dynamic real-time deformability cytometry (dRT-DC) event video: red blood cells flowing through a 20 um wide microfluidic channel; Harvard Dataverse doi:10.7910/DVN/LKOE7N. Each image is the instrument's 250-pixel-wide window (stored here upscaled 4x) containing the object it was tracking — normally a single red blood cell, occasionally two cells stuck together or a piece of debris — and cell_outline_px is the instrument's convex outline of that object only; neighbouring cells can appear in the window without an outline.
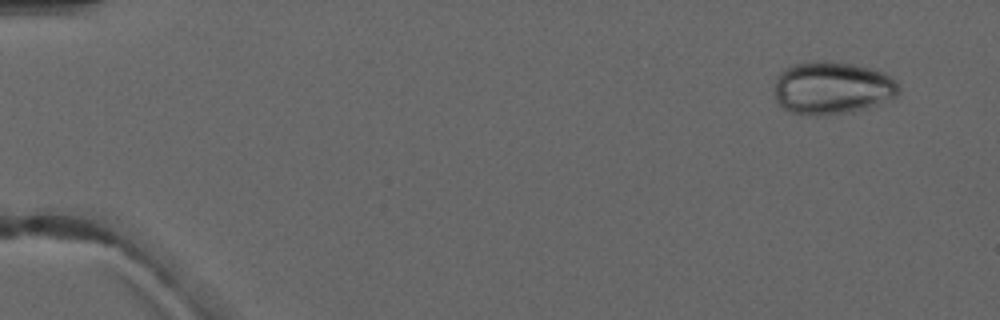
{"species": "common noctule bat (a hibernating species)", "species_latin": "Nyctalus noctula", "temperature_condition": "warm", "stored_images_in_passage": 5, "camera_frame_rate_fps": 3000, "um_per_image_px": 0.085, "animal": {"sex": "male", "forearm_length_mm": 52.5}, "frame": {"image": 1, "passage_image": 1, "time_ms": 0.0, "image_size_px": [1000, 320], "cell_outline_px": [[900, 92], [896, 96], [864, 108], [852, 112], [820, 116], [816, 116], [792, 112], [784, 108], [776, 100], [776, 76], [784, 68], [792, 64], [812, 60], [832, 60], [872, 68], [884, 72], [900, 88]], "centroid_in_image_um": [70.7, 7.45], "position_along_channel_um": 14.3, "area_um2": 38.26}}